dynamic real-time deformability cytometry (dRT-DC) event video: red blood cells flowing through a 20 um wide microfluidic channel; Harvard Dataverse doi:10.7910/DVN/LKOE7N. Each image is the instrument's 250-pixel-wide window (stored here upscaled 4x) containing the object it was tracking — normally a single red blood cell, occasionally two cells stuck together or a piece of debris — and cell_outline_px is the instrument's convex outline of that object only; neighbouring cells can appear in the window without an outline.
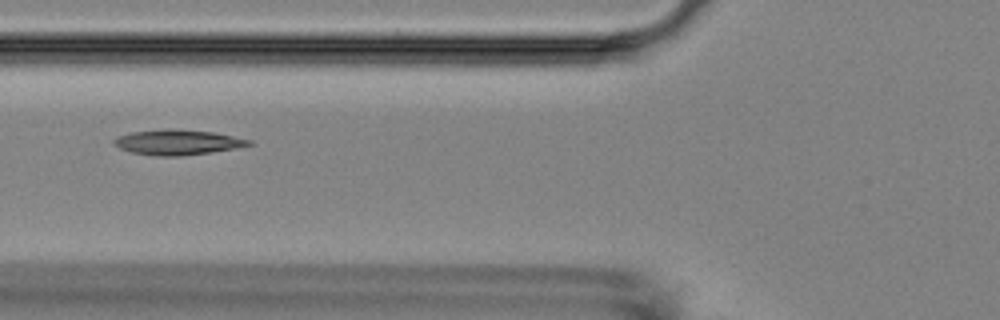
{"species": "Egyptian fruit bat (a non-hibernating species)", "species_latin": "Rousettus aegyptiacus", "temperature_condition": "room temperature", "stored_images_in_passage": 14, "camera_frame_rate_fps": 3000, "um_per_image_px": 0.085, "animal": {"sex": "female"}, "frame": {"image": 1, "passage_image": 6, "time_ms": 1.667, "image_size_px": [1000, 320], "cell_outline_px": [[256, 144], [236, 148], [180, 156], [156, 156], [132, 152], [120, 148], [112, 144], [112, 140], [120, 136], [132, 132], [212, 132], [252, 140]], "centroid_in_image_um": [15.14, 12.15], "position_along_channel_um": 110.7, "area_um2": 18.5}}